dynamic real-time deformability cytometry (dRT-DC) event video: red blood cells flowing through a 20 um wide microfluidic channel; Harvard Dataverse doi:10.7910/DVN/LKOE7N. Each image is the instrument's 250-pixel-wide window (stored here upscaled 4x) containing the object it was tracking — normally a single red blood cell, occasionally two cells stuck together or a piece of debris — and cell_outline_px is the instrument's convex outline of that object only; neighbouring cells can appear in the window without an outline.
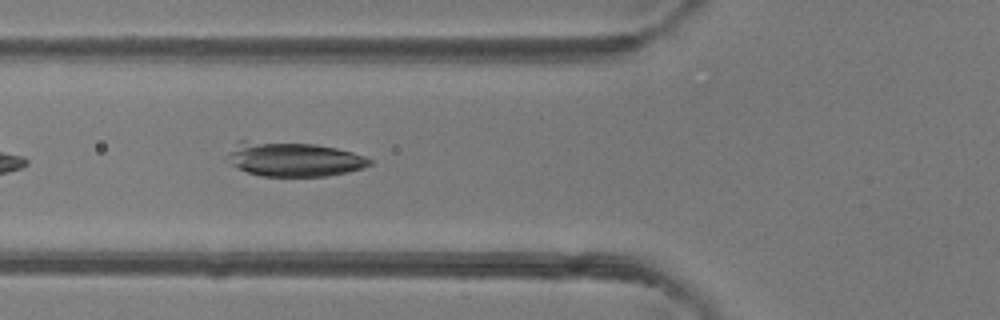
{"species": "common noctule bat (a hibernating species)", "species_latin": "Nyctalus noctula", "temperature_condition": "room temperature", "stored_images_in_passage": 22, "camera_frame_rate_fps": 3000, "um_per_image_px": 0.085, "animal": {"sex": "female"}, "frame": {"image": 1, "passage_image": 5, "time_ms": 1.333, "image_size_px": [1000, 320], "cell_outline_px": [[372, 164], [364, 168], [348, 172], [328, 176], [260, 176], [248, 172], [228, 164], [224, 160], [224, 156], [236, 140], [244, 140], [316, 144], [336, 148], [352, 152], [364, 156], [372, 160]], "centroid_in_image_um": [24.88, 13.52], "position_along_channel_um": 100.9, "area_um2": 29.19}}
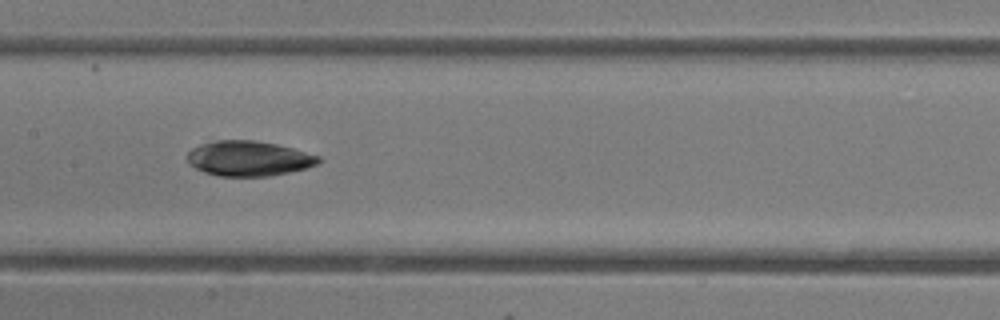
{"frame": {"image": 2, "passage_image": 11, "time_ms": 3.333, "image_size_px": [1000, 320], "cell_outline_px": [[320, 164], [308, 168], [268, 176], [216, 176], [204, 172], [188, 164], [188, 152], [192, 148], [200, 144], [216, 140], [252, 140], [276, 144], [292, 148], [320, 156]], "centroid_in_image_um": [21.14, 13.47], "position_along_channel_um": 186.3, "area_um2": 26.88}}
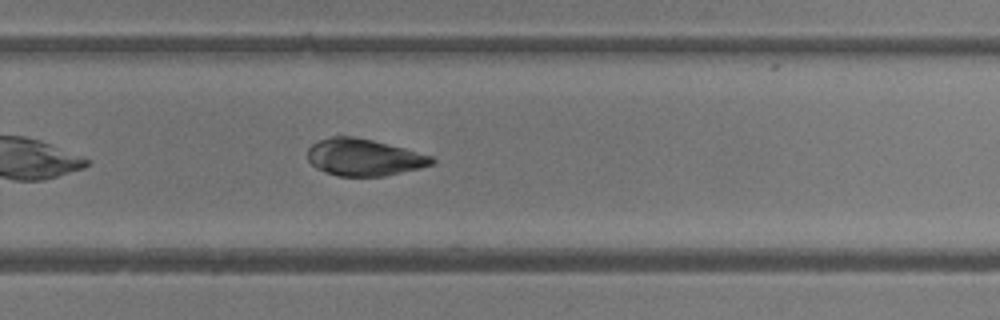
{"frame": {"image": 3, "passage_image": 19, "time_ms": 6.0, "image_size_px": [1000, 320], "cell_outline_px": [[436, 160], [432, 164], [420, 168], [384, 176], [340, 176], [316, 168], [308, 160], [308, 148], [312, 144], [320, 140], [332, 136], [352, 136], [372, 140], [404, 148], [432, 156]], "centroid_in_image_um": [30.93, 13.37], "position_along_channel_um": 298.9, "area_um2": 26.47}}